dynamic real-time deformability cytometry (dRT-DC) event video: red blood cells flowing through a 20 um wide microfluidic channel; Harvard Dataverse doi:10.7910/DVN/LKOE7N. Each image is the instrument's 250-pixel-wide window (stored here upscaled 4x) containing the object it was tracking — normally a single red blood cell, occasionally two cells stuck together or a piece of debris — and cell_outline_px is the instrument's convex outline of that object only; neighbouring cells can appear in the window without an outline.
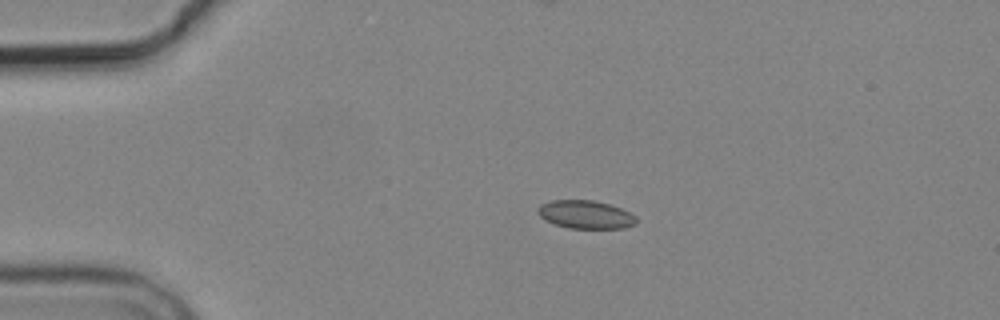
{"species": "common noctule bat (a hibernating species)", "species_latin": "Nyctalus noctula", "temperature_condition": "cold", "stored_images_in_passage": 4, "camera_frame_rate_fps": 3000, "um_per_image_px": 0.085, "animal": {"sex": "male", "body_mass_g": 19.2, "forearm_length_mm": 51.8}, "frame": {"image": 1, "passage_image": 1, "time_ms": 0.0, "image_size_px": [1000, 320], "cell_outline_px": [[636, 224], [624, 228], [568, 228], [544, 220], [536, 212], [540, 204], [552, 200], [592, 200], [608, 204], [620, 208], [636, 216]], "centroid_in_image_um": [49.75, 18.23], "position_along_channel_um": 35.3, "area_um2": 16.13}}
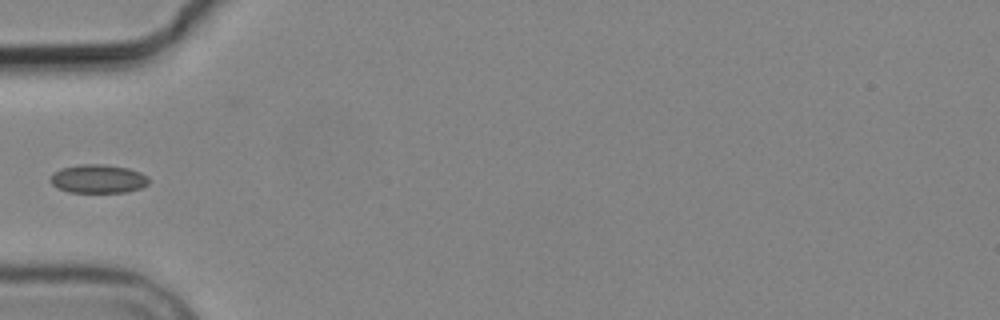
{"frame": {"image": 2, "passage_image": 3, "time_ms": 2.333, "image_size_px": [1000, 320], "cell_outline_px": [[148, 184], [140, 188], [128, 192], [68, 192], [56, 188], [48, 180], [60, 168], [80, 164], [100, 164], [128, 168], [140, 172], [148, 176]], "centroid_in_image_um": [8.33, 15.2], "position_along_channel_um": 76.7, "area_um2": 16.42}}
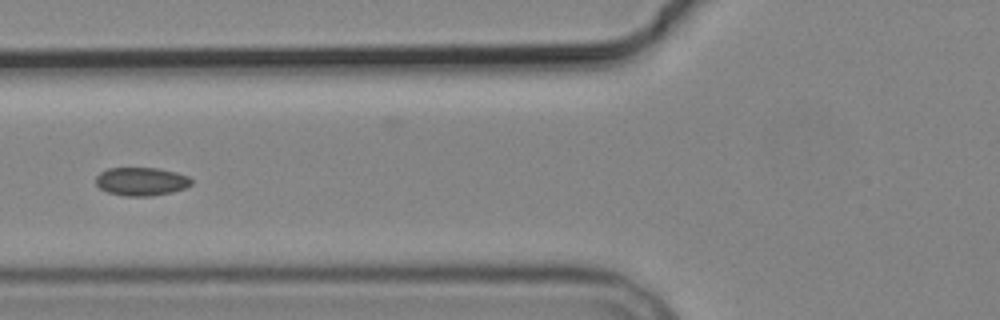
{"frame": {"image": 3, "passage_image": 4, "time_ms": 3.333, "image_size_px": [1000, 320], "cell_outline_px": [[192, 184], [184, 188], [172, 192], [152, 196], [124, 196], [108, 192], [100, 188], [96, 184], [96, 176], [100, 172], [108, 168], [160, 168], [176, 172], [188, 176], [192, 180]], "centroid_in_image_um": [12.01, 15.42], "position_along_channel_um": 113.8, "area_um2": 15.84}}